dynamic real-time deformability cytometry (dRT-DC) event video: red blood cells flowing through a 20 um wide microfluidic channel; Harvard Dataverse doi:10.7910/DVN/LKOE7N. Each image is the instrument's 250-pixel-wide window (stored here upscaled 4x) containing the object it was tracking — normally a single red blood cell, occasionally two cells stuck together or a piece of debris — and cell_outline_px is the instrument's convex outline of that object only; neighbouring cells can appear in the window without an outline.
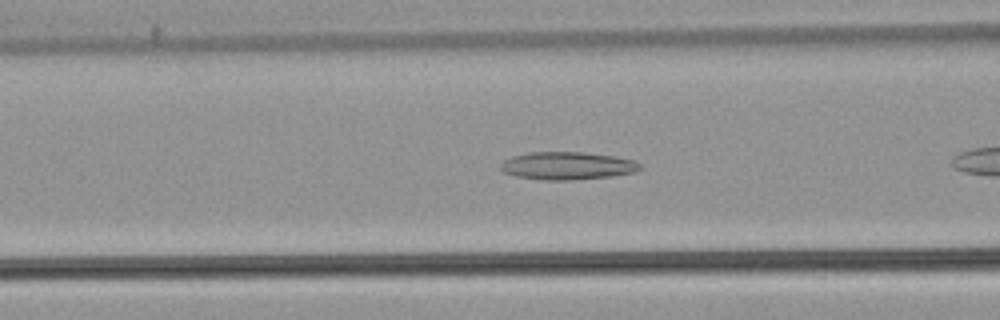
{"species": "common noctule bat (a hibernating species)", "species_latin": "Nyctalus noctula", "temperature_condition": "warm", "stored_images_in_passage": 20, "camera_frame_rate_fps": 3000, "um_per_image_px": 0.085, "animal": {"sex": "male", "body_mass_g": 21.5, "forearm_length_mm": 52.0}, "frame": {"image": 1, "passage_image": 6, "time_ms": 1.667, "image_size_px": [1000, 320], "cell_outline_px": [[640, 168], [636, 172], [612, 176], [572, 180], [544, 180], [516, 176], [504, 172], [500, 168], [500, 164], [504, 160], [512, 156], [528, 152], [584, 152], [616, 156], [632, 160], [640, 164]], "centroid_in_image_um": [48.21, 14.08], "position_along_channel_um": 118.4, "area_um2": 22.6}}
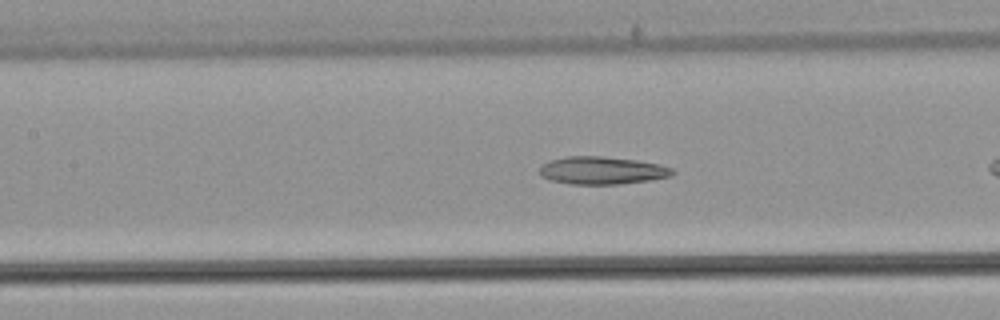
{"frame": {"image": 2, "passage_image": 9, "time_ms": 2.667, "image_size_px": [1000, 320], "cell_outline_px": [[676, 172], [672, 176], [648, 180], [620, 184], [572, 184], [548, 180], [540, 176], [540, 164], [548, 160], [568, 156], [600, 156], [636, 160], [660, 164], [672, 168]], "centroid_in_image_um": [51.14, 14.48], "position_along_channel_um": 156.3, "area_um2": 21.62}}